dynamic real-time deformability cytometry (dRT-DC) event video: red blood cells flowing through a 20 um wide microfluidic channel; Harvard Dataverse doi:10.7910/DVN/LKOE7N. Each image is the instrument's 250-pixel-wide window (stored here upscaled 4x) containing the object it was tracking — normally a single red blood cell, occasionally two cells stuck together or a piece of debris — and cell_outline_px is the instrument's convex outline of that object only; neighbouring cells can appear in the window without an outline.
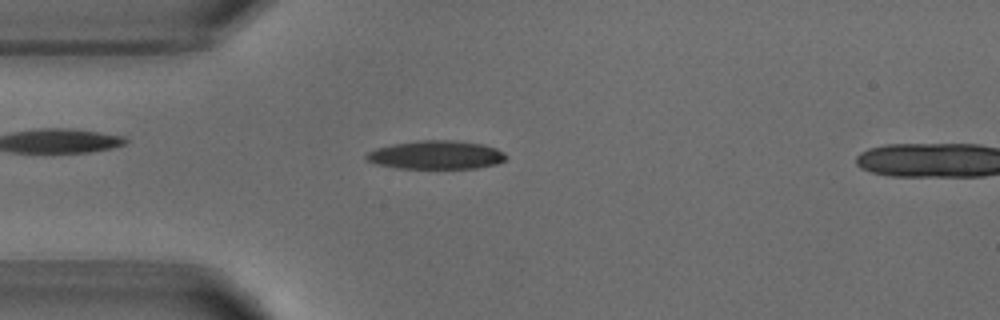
{"species": "common noctule bat (a hibernating species)", "species_latin": "Nyctalus noctula", "temperature_condition": "warm", "stored_images_in_passage": 14, "camera_frame_rate_fps": 3000, "um_per_image_px": 0.085, "animal": {"sex": "male", "body_mass_g": 18.8}, "frame": {"image": 1, "passage_image": 12, "time_ms": 3.667, "image_size_px": [1000, 320], "cell_outline_px": [[508, 160], [496, 164], [480, 168], [396, 168], [376, 164], [368, 160], [364, 156], [368, 152], [376, 148], [392, 144], [416, 140], [456, 140], [484, 144], [496, 148], [504, 152], [508, 156]], "centroid_in_image_um": [37.12, 13.16], "position_along_channel_um": 47.9, "area_um2": 23.52}}